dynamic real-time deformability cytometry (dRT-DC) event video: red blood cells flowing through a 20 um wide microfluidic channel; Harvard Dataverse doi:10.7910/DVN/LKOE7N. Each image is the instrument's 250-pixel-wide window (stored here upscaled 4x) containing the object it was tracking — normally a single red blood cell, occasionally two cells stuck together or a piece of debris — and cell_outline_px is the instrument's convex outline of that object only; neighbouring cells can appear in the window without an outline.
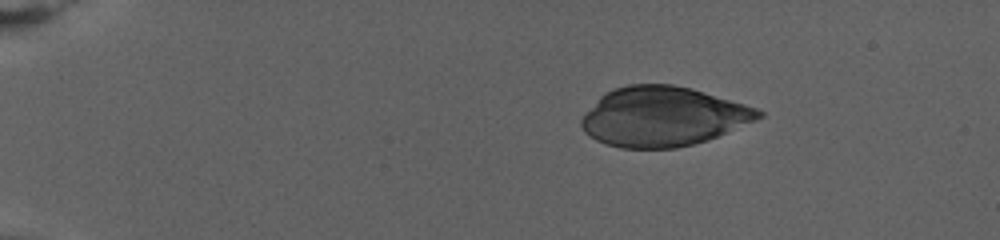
{"species": "human", "species_latin": "Homo sapiens", "temperature_condition": "warm", "stored_images_in_passage": 63, "camera_frame_rate_fps": 3000, "um_per_image_px": 0.085, "donor": {"sex": "female"}, "frame": {"image": 1, "passage_image": 1, "time_ms": 0.0, "image_size_px": [1000, 240], "cell_outline_px": [[764, 116], [756, 120], [728, 132], [708, 140], [676, 148], [620, 148], [596, 140], [584, 132], [580, 124], [580, 120], [600, 96], [604, 92], [628, 84], [672, 84], [692, 88], [744, 104], [756, 108], [764, 112]], "centroid_in_image_um": [56.35, 9.9], "position_along_channel_um": 28.7, "area_um2": 61.27}}